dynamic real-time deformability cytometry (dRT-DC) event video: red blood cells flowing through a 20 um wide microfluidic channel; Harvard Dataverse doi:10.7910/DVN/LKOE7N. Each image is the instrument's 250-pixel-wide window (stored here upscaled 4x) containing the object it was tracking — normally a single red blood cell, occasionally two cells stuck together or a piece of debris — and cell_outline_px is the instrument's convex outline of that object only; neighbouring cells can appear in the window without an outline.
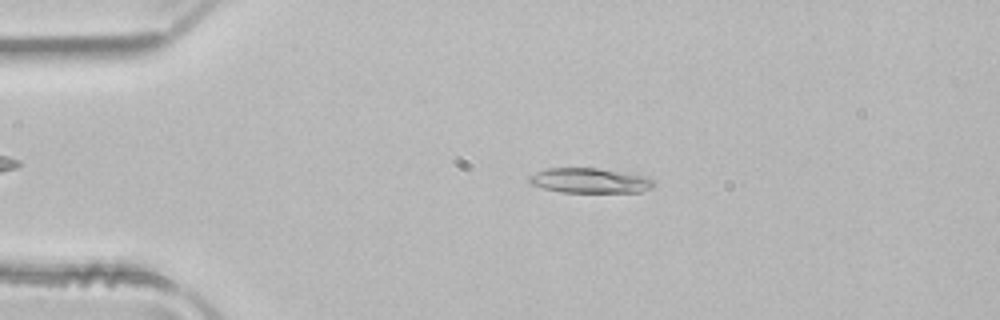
{"species": "common noctule bat (a hibernating species)", "species_latin": "Nyctalus noctula", "temperature_condition": "room temperature", "stored_images_in_passage": 5, "camera_frame_rate_fps": 3000, "um_per_image_px": 0.085, "animal": {"sex": "male", "body_mass_g": 21.5, "forearm_length_mm": 52.0}, "frame": {"image": 1, "passage_image": 3, "time_ms": 0.667, "image_size_px": [1000, 320], "cell_outline_px": [[656, 184], [652, 188], [640, 192], [560, 192], [544, 188], [532, 184], [528, 180], [528, 176], [536, 172], [548, 168], [600, 168], [648, 176], [656, 180]], "centroid_in_image_um": [50.21, 15.34], "position_along_channel_um": 34.8, "area_um2": 18.32}}
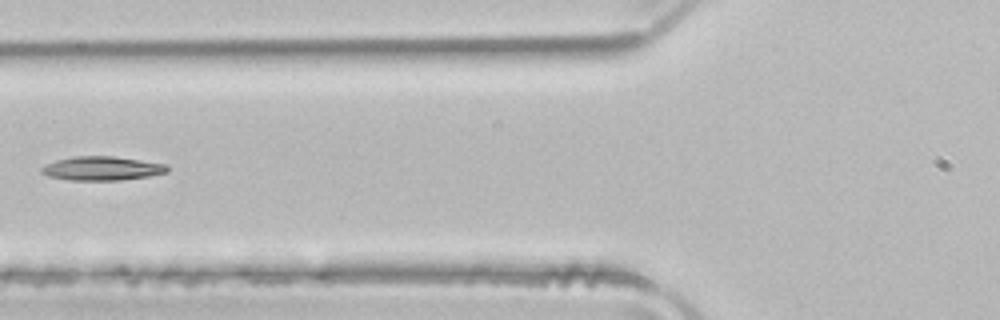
{"frame": {"image": 2, "passage_image": 5, "time_ms": 1.333, "image_size_px": [1000, 320], "cell_outline_px": [[168, 172], [148, 176], [120, 180], [68, 180], [48, 176], [40, 172], [40, 168], [56, 160], [72, 156], [112, 156], [140, 160], [164, 164], [168, 168]], "centroid_in_image_um": [8.63, 14.31], "position_along_channel_um": 117.2, "area_um2": 17.4}}